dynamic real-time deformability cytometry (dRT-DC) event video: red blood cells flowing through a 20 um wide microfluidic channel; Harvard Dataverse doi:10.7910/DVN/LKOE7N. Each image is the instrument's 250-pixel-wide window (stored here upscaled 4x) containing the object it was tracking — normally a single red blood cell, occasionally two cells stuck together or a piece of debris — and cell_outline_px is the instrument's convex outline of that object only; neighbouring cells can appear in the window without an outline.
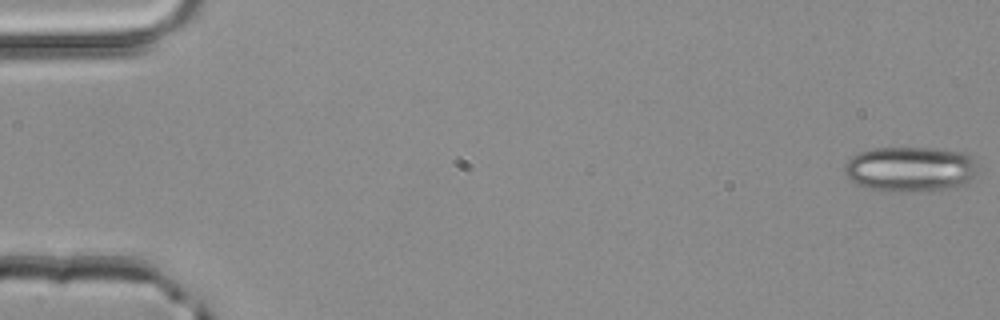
{"species": "common noctule bat (a hibernating species)", "species_latin": "Nyctalus noctula", "temperature_condition": "room temperature", "stored_images_in_passage": 50, "camera_frame_rate_fps": 3000, "um_per_image_px": 0.085, "animal": {"sex": "male", "body_mass_g": 20.4}, "frame": {"image": 1, "passage_image": 1, "time_ms": 0.0, "image_size_px": [1000, 320], "cell_outline_px": [[980, 172], [968, 184], [956, 188], [904, 192], [884, 192], [868, 188], [856, 184], [844, 172], [844, 164], [852, 156], [860, 152], [872, 148], [936, 148], [964, 152], [980, 160]], "centroid_in_image_um": [77.49, 14.38], "position_along_channel_um": 7.5, "area_um2": 36.24}}
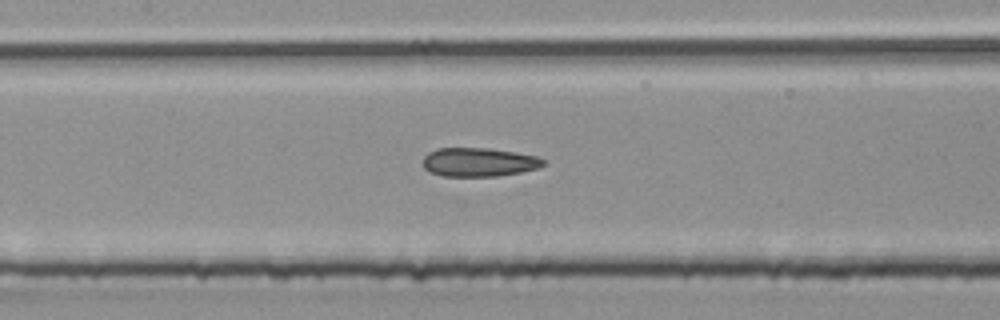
{"frame": {"image": 2, "passage_image": 24, "time_ms": 7.667, "image_size_px": [1000, 320], "cell_outline_px": [[544, 164], [540, 168], [520, 172], [496, 176], [444, 176], [432, 172], [424, 168], [424, 156], [428, 152], [436, 148], [488, 148], [536, 156], [544, 160]], "centroid_in_image_um": [40.69, 13.78], "position_along_channel_um": 166.7, "area_um2": 20.0}}
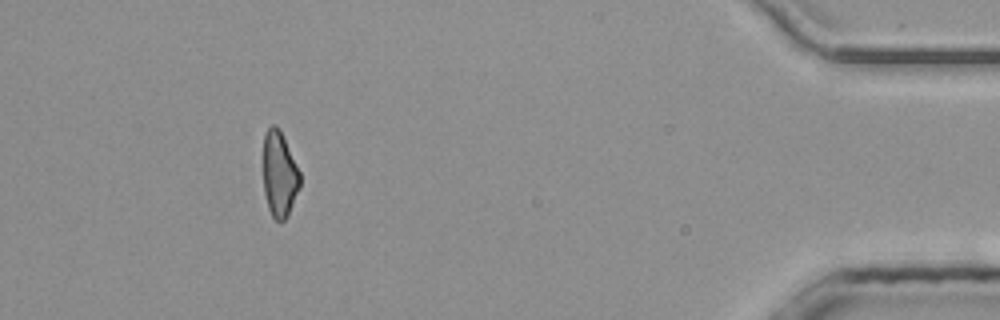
{"frame": {"image": 3, "passage_image": 46, "time_ms": 15.0, "image_size_px": [1000, 320], "cell_outline_px": [[300, 188], [288, 216], [284, 220], [276, 220], [272, 216], [268, 208], [264, 192], [264, 132], [272, 124], [276, 124], [280, 128], [300, 172]], "centroid_in_image_um": [23.76, 14.79], "position_along_channel_um": 411.4, "area_um2": 18.44}, "authors_computed_cell_mechanics": {"area_um2": 20.3167, "velocity_mm_per_s": 4.195, "shape_relaxation_time_tau1_ms": 4.8024, "shape_relaxation_time_tau2_ms": 2.0457, "deformation_change_tau1": 0.1465, "deformation_change_tau2": 0.1227}}